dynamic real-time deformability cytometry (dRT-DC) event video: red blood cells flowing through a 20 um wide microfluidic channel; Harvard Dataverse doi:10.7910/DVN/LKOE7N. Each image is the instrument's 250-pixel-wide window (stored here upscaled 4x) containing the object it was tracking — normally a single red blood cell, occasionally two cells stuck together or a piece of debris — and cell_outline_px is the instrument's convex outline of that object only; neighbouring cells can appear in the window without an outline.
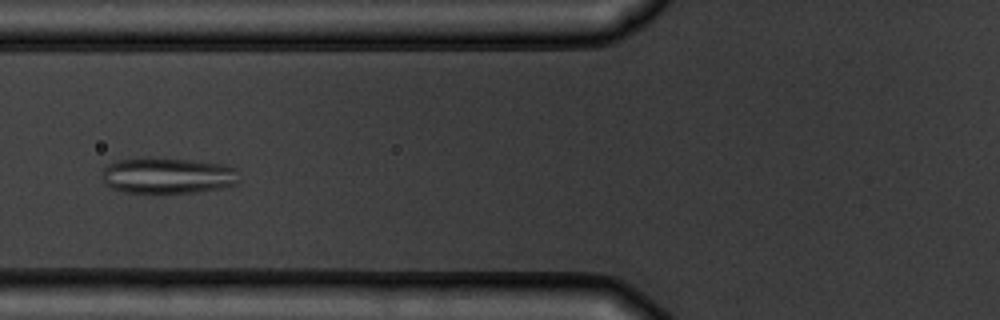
{"species": "common noctule bat (a hibernating species)", "species_latin": "Nyctalus noctula", "temperature_condition": "warm", "stored_images_in_passage": 5, "camera_frame_rate_fps": 3000, "um_per_image_px": 0.085, "animal": {"sex": "male", "body_mass_g": 19.5, "forearm_length_mm": 54.6}, "frame": {"image": 1, "passage_image": 5, "time_ms": 4.333, "image_size_px": [1000, 320], "cell_outline_px": [[240, 180], [236, 184], [220, 188], [196, 192], [124, 192], [112, 188], [104, 184], [100, 176], [100, 172], [108, 164], [116, 160], [148, 156], [152, 156], [192, 160], [224, 164], [232, 168]], "centroid_in_image_um": [14.17, 14.89], "position_along_channel_um": 111.6, "area_um2": 29.13}}